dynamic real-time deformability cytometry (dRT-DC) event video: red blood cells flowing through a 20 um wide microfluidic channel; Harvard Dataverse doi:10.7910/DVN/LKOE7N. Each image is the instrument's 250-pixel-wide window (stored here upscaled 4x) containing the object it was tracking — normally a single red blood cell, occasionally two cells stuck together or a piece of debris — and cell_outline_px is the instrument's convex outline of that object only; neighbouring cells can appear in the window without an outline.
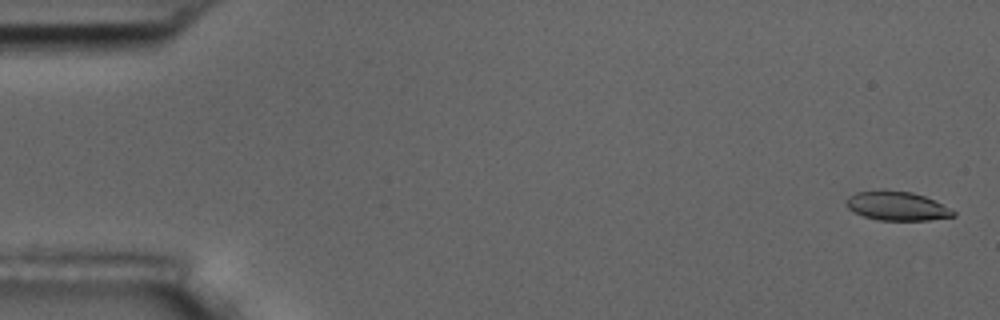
{"species": "common noctule bat (a hibernating species)", "species_latin": "Nyctalus noctula", "temperature_condition": "room temperature", "stored_images_in_passage": 5, "camera_frame_rate_fps": 3000, "um_per_image_px": 0.085, "animal": {"sex": "male", "body_mass_g": 17.5, "forearm_length_mm": 52.3}, "frame": {"image": 1, "passage_image": 1, "time_ms": 0.0, "image_size_px": [1000, 320], "cell_outline_px": [[956, 216], [928, 220], [880, 220], [864, 216], [852, 212], [848, 208], [844, 200], [848, 196], [856, 192], [884, 188], [912, 192], [924, 196], [956, 212]], "centroid_in_image_um": [76.17, 17.48], "position_along_channel_um": 8.8, "area_um2": 18.32}}
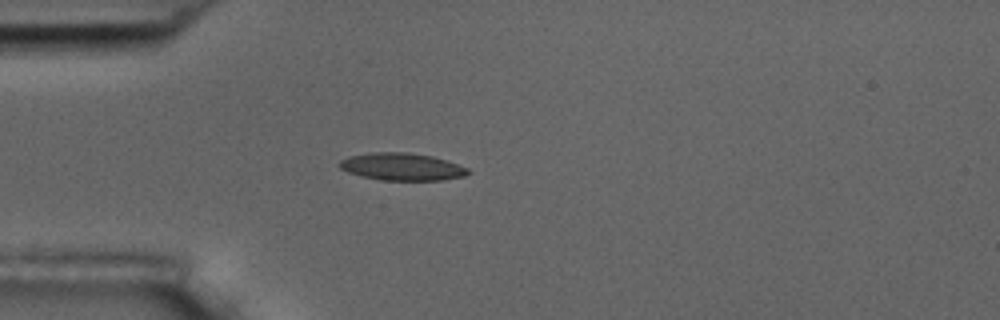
{"frame": {"image": 2, "passage_image": 5, "time_ms": 4.667, "image_size_px": [1000, 320], "cell_outline_px": [[472, 172], [464, 176], [444, 180], [380, 180], [348, 172], [340, 168], [340, 160], [348, 156], [372, 152], [408, 152], [432, 156], [468, 168]], "centroid_in_image_um": [34.17, 14.17], "position_along_channel_um": 50.8, "area_um2": 20.4}}